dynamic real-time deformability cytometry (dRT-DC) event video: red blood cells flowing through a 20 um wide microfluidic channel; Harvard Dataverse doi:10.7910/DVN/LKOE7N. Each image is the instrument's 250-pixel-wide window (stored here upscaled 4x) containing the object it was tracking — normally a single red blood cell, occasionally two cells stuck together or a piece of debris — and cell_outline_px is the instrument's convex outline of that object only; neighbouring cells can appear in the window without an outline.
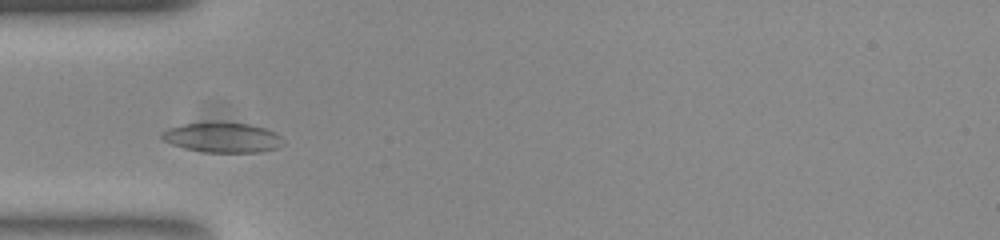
{"species": "common noctule bat (a hibernating species)", "species_latin": "Nyctalus noctula", "temperature_condition": "room temperature", "stored_images_in_passage": 32, "camera_frame_rate_fps": 3000, "um_per_image_px": 0.085, "animal": {"sex": "female", "body_mass_g": 23.0, "forearm_length_mm": 53.4}, "frame": {"image": 1, "passage_image": 5, "time_ms": 1.333, "image_size_px": [1000, 240], "cell_outline_px": [[280, 136], [276, 148], [256, 152], [204, 152], [184, 148], [172, 144], [164, 140], [160, 136], [164, 132], [172, 128], [184, 124], [248, 124], [264, 128]], "centroid_in_image_um": [18.86, 11.72], "position_along_channel_um": 66.1, "area_um2": 19.94}}
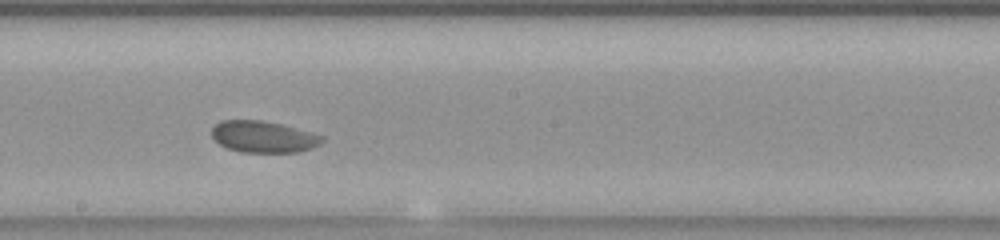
{"frame": {"image": 2, "passage_image": 18, "time_ms": 5.667, "image_size_px": [1000, 240], "cell_outline_px": [[324, 140], [320, 144], [312, 148], [300, 152], [240, 152], [228, 148], [220, 144], [212, 136], [212, 128], [220, 120], [260, 120], [280, 124], [320, 136]], "centroid_in_image_um": [22.34, 11.63], "position_along_channel_um": 225.9, "area_um2": 19.94}}
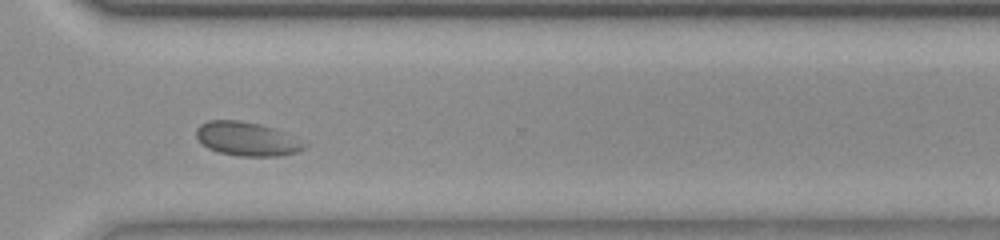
{"frame": {"image": 3, "passage_image": 28, "time_ms": 9.0, "image_size_px": [1000, 240], "cell_outline_px": [[308, 144], [304, 148], [296, 152], [280, 156], [240, 156], [220, 152], [208, 148], [196, 136], [196, 128], [200, 124], [208, 120], [236, 120], [260, 124], [272, 128]], "centroid_in_image_um": [20.95, 11.81], "position_along_channel_um": 349.6, "area_um2": 20.92}, "authors_computed_cell_mechanics": {"area_um2": 20.1144, "velocity_mm_per_s": 3.6972, "shape_relaxation_time_tau1_ms": null, "shape_relaxation_time_tau2_ms": 0.9729, "deformation_change_tau1": null, "deformation_change_tau2": 0.0277}}